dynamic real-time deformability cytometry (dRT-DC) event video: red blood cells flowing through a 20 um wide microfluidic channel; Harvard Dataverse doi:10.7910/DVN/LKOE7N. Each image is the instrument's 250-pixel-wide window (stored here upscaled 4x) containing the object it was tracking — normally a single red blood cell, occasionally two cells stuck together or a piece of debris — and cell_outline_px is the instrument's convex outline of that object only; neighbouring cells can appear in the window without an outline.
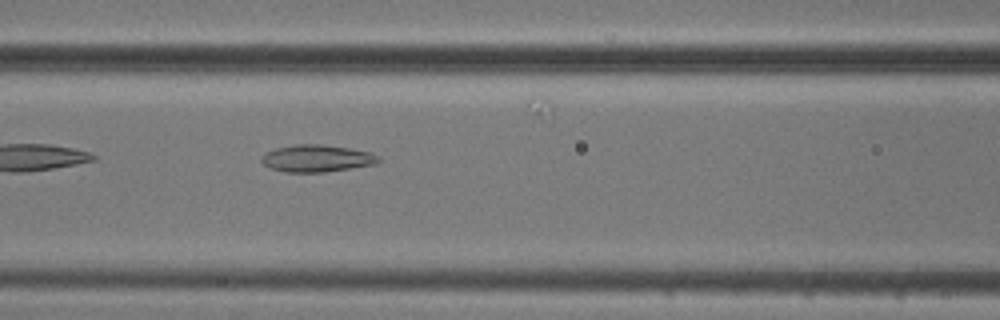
{"species": "common noctule bat (a hibernating species)", "species_latin": "Nyctalus noctula", "temperature_condition": "cold", "stored_images_in_passage": 7, "camera_frame_rate_fps": 3000, "um_per_image_px": 0.085, "animal": {"sex": "male", "body_mass_g": 20.5, "forearm_length_mm": 52.5}, "frame": {"image": 1, "passage_image": 7, "time_ms": 7.0, "image_size_px": [1000, 320], "cell_outline_px": [[380, 160], [376, 164], [324, 172], [284, 172], [268, 168], [260, 160], [260, 156], [276, 148], [296, 144], [320, 144], [348, 148], [368, 152], [380, 156]], "centroid_in_image_um": [26.89, 13.47], "position_along_channel_um": 139.7, "area_um2": 18.44}}